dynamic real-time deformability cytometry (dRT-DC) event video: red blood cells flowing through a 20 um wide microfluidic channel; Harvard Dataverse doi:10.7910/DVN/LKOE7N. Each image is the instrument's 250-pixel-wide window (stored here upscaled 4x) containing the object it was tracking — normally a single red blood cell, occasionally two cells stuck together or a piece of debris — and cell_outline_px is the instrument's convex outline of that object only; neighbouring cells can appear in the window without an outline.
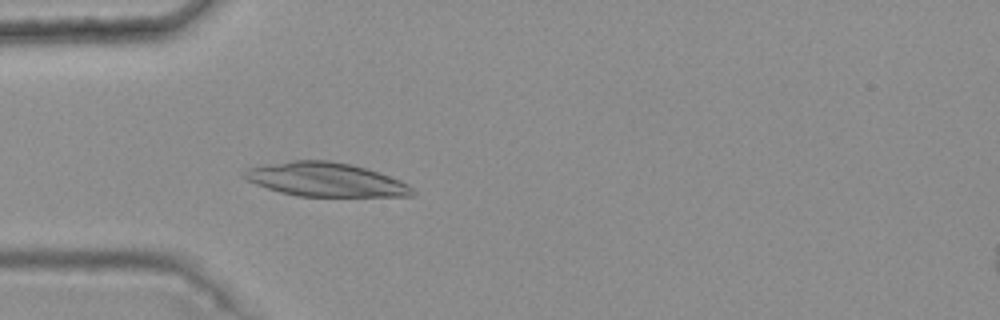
{"species": "common noctule bat (a hibernating species)", "species_latin": "Nyctalus noctula", "temperature_condition": "warm", "stored_images_in_passage": 3, "camera_frame_rate_fps": 3000, "um_per_image_px": 0.085, "animal": {"sex": "female", "body_mass_g": 25.1}, "frame": {"image": 1, "passage_image": 3, "time_ms": 0.667, "image_size_px": [1000, 320], "cell_outline_px": [[416, 196], [296, 196], [280, 192], [256, 184], [248, 180], [244, 176], [244, 172], [248, 168], [268, 164], [292, 160], [328, 160], [352, 164], [380, 172], [400, 180], [408, 184], [416, 192]], "centroid_in_image_um": [27.74, 15.26], "position_along_channel_um": 57.3, "area_um2": 33.12}}